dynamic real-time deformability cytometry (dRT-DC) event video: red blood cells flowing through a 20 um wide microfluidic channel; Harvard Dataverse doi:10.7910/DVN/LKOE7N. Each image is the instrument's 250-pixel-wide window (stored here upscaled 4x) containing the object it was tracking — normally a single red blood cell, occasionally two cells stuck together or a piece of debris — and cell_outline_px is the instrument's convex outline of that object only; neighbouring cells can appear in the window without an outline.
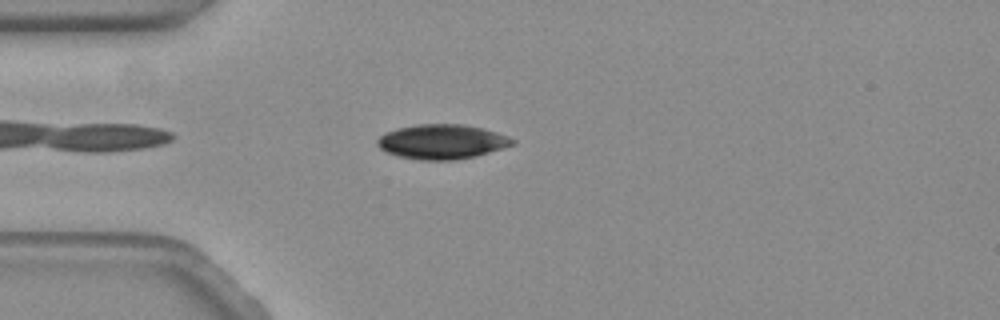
{"species": "common noctule bat (a hibernating species)", "species_latin": "Nyctalus noctula", "temperature_condition": "warm", "stored_images_in_passage": 48, "camera_frame_rate_fps": 3000, "um_per_image_px": 0.085, "animal": {"sex": "female", "body_mass_g": 19.3, "forearm_length_mm": 54.1}, "frame": {"image": 1, "passage_image": 5, "time_ms": 1.333, "image_size_px": [1000, 320], "cell_outline_px": [[516, 144], [476, 156], [456, 160], [420, 160], [396, 156], [384, 152], [376, 144], [376, 140], [384, 132], [396, 128], [416, 124], [464, 124], [484, 128], [508, 136], [516, 140]], "centroid_in_image_um": [37.54, 12.04], "position_along_channel_um": 47.5, "area_um2": 27.69}}
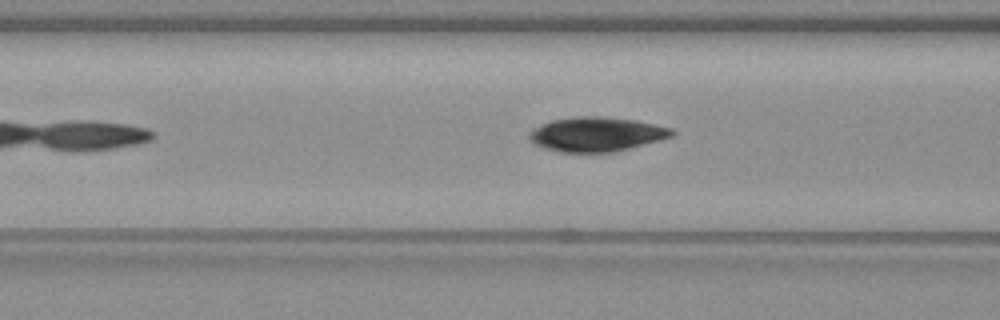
{"frame": {"image": 2, "passage_image": 12, "time_ms": 3.667, "image_size_px": [1000, 320], "cell_outline_px": [[676, 132], [672, 136], [628, 148], [612, 152], [560, 152], [544, 148], [532, 144], [528, 136], [536, 128], [552, 120], [572, 116], [600, 116], [636, 120], [672, 128]], "centroid_in_image_um": [50.69, 11.4], "position_along_channel_um": 115.9, "area_um2": 28.32}}
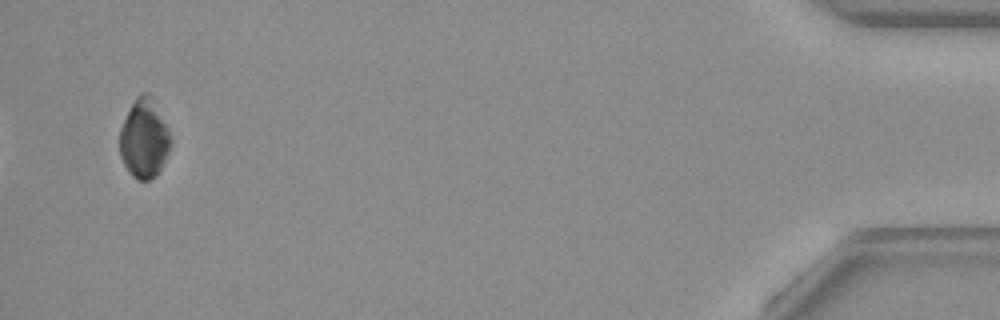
{"frame": {"image": 3, "passage_image": 46, "time_ms": 15.0, "image_size_px": [1000, 320], "cell_outline_px": [[172, 140], [168, 152], [156, 176], [148, 180], [136, 180], [128, 172], [120, 156], [120, 128], [136, 96], [140, 92], [152, 92], [168, 128]], "centroid_in_image_um": [12.26, 11.74], "position_along_channel_um": 422.9, "area_um2": 23.76}, "authors_computed_cell_mechanics": {"area_um2": 27.5417, "velocity_mm_per_s": 3.494, "shape_relaxation_time_tau1_ms": 2.6821, "shape_relaxation_time_tau2_ms": null, "deformation_change_tau1": 0.0834, "deformation_change_tau2": null}}